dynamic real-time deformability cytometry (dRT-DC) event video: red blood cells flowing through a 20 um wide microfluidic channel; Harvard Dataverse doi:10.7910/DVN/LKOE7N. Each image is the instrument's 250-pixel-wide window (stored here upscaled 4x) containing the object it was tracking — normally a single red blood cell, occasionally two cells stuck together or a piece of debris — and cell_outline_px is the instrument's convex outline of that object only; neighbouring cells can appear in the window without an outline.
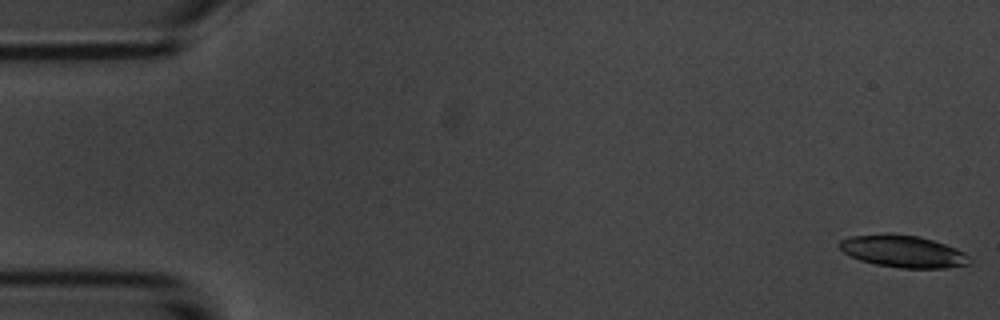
{"species": "common noctule bat (a hibernating species)", "species_latin": "Nyctalus noctula", "temperature_condition": "room temperature", "stored_images_in_passage": 6, "camera_frame_rate_fps": 3000, "um_per_image_px": 0.085, "animal": {"sex": "male", "body_mass_g": 20.1, "forearm_length_mm": 53.5}, "frame": {"image": 1, "passage_image": 1, "time_ms": 0.0, "image_size_px": [1000, 320], "cell_outline_px": [[972, 260], [968, 264], [944, 268], [900, 268], [876, 264], [860, 260], [844, 252], [836, 244], [840, 240], [848, 236], [884, 232], [892, 232], [920, 236], [956, 248], [964, 252]], "centroid_in_image_um": [76.72, 21.33], "position_along_channel_um": 8.3, "area_um2": 24.68}}